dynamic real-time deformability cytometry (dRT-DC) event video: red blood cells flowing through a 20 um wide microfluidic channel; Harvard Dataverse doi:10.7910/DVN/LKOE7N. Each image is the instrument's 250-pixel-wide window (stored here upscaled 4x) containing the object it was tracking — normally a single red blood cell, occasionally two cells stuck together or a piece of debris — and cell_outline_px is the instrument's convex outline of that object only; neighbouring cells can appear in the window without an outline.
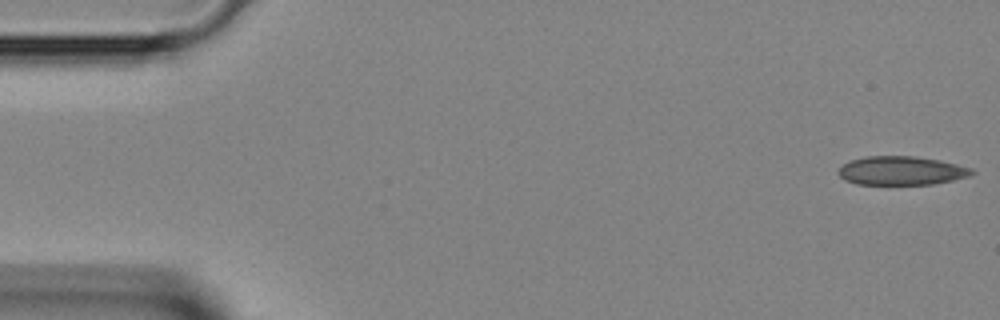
{"species": "Egyptian fruit bat (a non-hibernating species)", "species_latin": "Rousettus aegyptiacus", "temperature_condition": "room temperature", "stored_images_in_passage": 9, "camera_frame_rate_fps": 3000, "um_per_image_px": 0.085, "animal": {"sex": "female"}, "frame": {"image": 1, "passage_image": 1, "time_ms": 0.0, "image_size_px": [1000, 320], "cell_outline_px": [[976, 172], [968, 176], [952, 180], [932, 184], [856, 184], [844, 180], [836, 172], [844, 164], [852, 160], [864, 156], [912, 156], [940, 160], [972, 168]], "centroid_in_image_um": [76.6, 14.5], "position_along_channel_um": 8.4, "area_um2": 22.25}}